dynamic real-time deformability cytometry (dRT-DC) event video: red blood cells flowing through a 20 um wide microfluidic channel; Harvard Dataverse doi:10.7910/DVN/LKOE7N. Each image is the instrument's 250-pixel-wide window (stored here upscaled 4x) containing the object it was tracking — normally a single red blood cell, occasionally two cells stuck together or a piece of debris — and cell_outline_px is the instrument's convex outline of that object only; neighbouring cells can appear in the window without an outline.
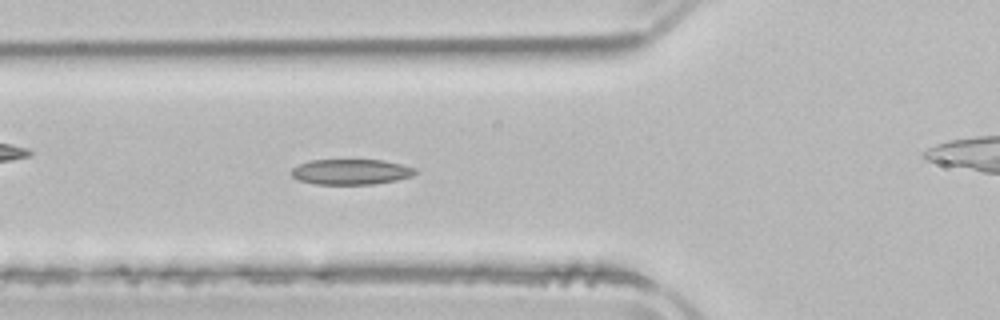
{"species": "common noctule bat (a hibernating species)", "species_latin": "Nyctalus noctula", "temperature_condition": "room temperature", "stored_images_in_passage": 44, "camera_frame_rate_fps": 3000, "um_per_image_px": 0.085, "animal": {"sex": "male", "body_mass_g": 21.5, "forearm_length_mm": 52.0}, "frame": {"image": 1, "passage_image": 10, "time_ms": 3.0, "image_size_px": [1000, 320], "cell_outline_px": [[416, 172], [412, 176], [396, 180], [372, 184], [316, 184], [300, 180], [292, 176], [288, 172], [292, 168], [308, 160], [384, 160], [416, 168]], "centroid_in_image_um": [29.8, 14.6], "position_along_channel_um": 96.0, "area_um2": 18.32}}
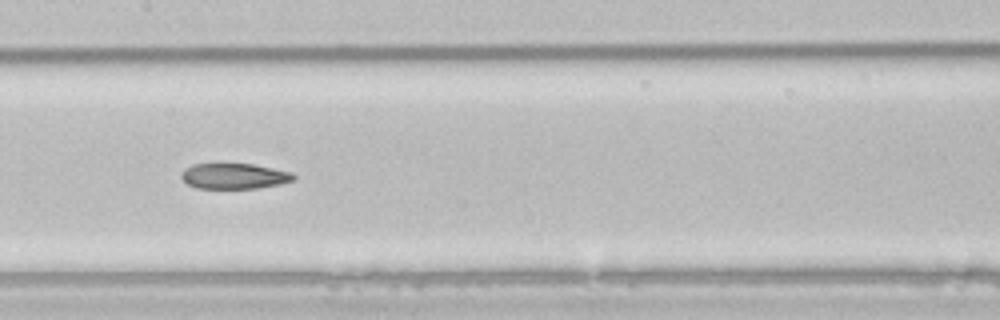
{"frame": {"image": 2, "passage_image": 17, "time_ms": 5.333, "image_size_px": [1000, 320], "cell_outline_px": [[296, 180], [280, 184], [256, 188], [196, 188], [188, 184], [180, 176], [184, 168], [192, 164], [252, 164], [292, 172], [296, 176]], "centroid_in_image_um": [19.92, 14.97], "position_along_channel_um": 187.5, "area_um2": 16.7}}
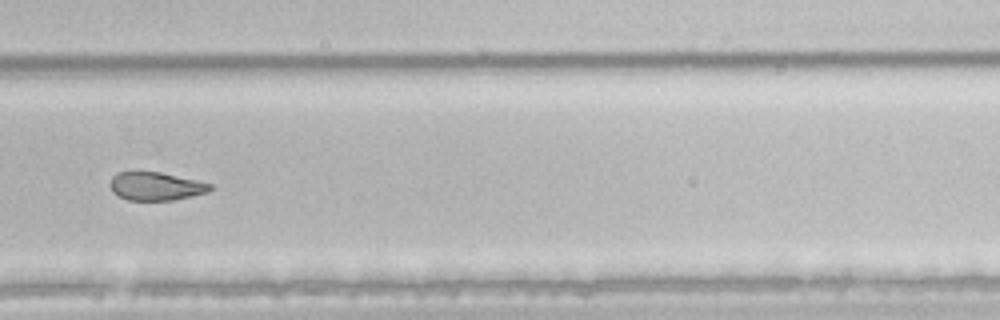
{"frame": {"image": 3, "passage_image": 27, "time_ms": 8.667, "image_size_px": [1000, 320], "cell_outline_px": [[212, 188], [208, 192], [172, 200], [128, 200], [112, 192], [108, 184], [112, 176], [120, 172], [160, 172], [196, 180], [212, 184]], "centroid_in_image_um": [13.21, 15.83], "position_along_channel_um": 316.6, "area_um2": 16.36}, "authors_computed_cell_mechanics": {"area_um2": 18.9584, "velocity_mm_per_s": 3.892, "shape_relaxation_time_tau1_ms": null, "shape_relaxation_time_tau2_ms": 3.2569, "deformation_change_tau1": null, "deformation_change_tau2": 0.0933}}